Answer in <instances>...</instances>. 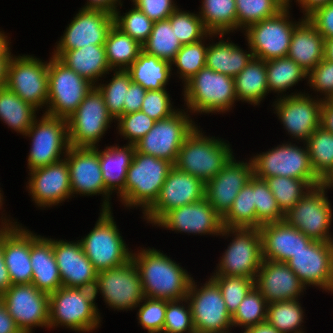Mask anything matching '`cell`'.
<instances>
[{
    "label": "cell",
    "instance_id": "cell-1",
    "mask_svg": "<svg viewBox=\"0 0 333 333\" xmlns=\"http://www.w3.org/2000/svg\"><path fill=\"white\" fill-rule=\"evenodd\" d=\"M140 248L134 253L132 250L131 258L139 271L145 297L168 301L186 298L193 276L160 249Z\"/></svg>",
    "mask_w": 333,
    "mask_h": 333
},
{
    "label": "cell",
    "instance_id": "cell-2",
    "mask_svg": "<svg viewBox=\"0 0 333 333\" xmlns=\"http://www.w3.org/2000/svg\"><path fill=\"white\" fill-rule=\"evenodd\" d=\"M94 289L60 287L49 294V329L65 327L91 333L101 326L102 317Z\"/></svg>",
    "mask_w": 333,
    "mask_h": 333
},
{
    "label": "cell",
    "instance_id": "cell-3",
    "mask_svg": "<svg viewBox=\"0 0 333 333\" xmlns=\"http://www.w3.org/2000/svg\"><path fill=\"white\" fill-rule=\"evenodd\" d=\"M204 133L196 126L186 137L174 167L206 183L223 169L234 153L229 141Z\"/></svg>",
    "mask_w": 333,
    "mask_h": 333
},
{
    "label": "cell",
    "instance_id": "cell-4",
    "mask_svg": "<svg viewBox=\"0 0 333 333\" xmlns=\"http://www.w3.org/2000/svg\"><path fill=\"white\" fill-rule=\"evenodd\" d=\"M182 90L185 109L194 116L210 113L227 114L238 102L234 78L215 72L206 66L188 80Z\"/></svg>",
    "mask_w": 333,
    "mask_h": 333
},
{
    "label": "cell",
    "instance_id": "cell-5",
    "mask_svg": "<svg viewBox=\"0 0 333 333\" xmlns=\"http://www.w3.org/2000/svg\"><path fill=\"white\" fill-rule=\"evenodd\" d=\"M174 165L164 159L146 155L137 150L127 171L123 189V205L138 207L144 214L158 199L160 190Z\"/></svg>",
    "mask_w": 333,
    "mask_h": 333
},
{
    "label": "cell",
    "instance_id": "cell-6",
    "mask_svg": "<svg viewBox=\"0 0 333 333\" xmlns=\"http://www.w3.org/2000/svg\"><path fill=\"white\" fill-rule=\"evenodd\" d=\"M287 141L266 152L257 153L250 159L253 175L260 179L268 177H291L305 180L312 188L321 185L322 180L315 174L305 142L298 146Z\"/></svg>",
    "mask_w": 333,
    "mask_h": 333
},
{
    "label": "cell",
    "instance_id": "cell-7",
    "mask_svg": "<svg viewBox=\"0 0 333 333\" xmlns=\"http://www.w3.org/2000/svg\"><path fill=\"white\" fill-rule=\"evenodd\" d=\"M79 241L98 272L118 267L131 259L132 249L124 241L112 210H100L93 229Z\"/></svg>",
    "mask_w": 333,
    "mask_h": 333
},
{
    "label": "cell",
    "instance_id": "cell-8",
    "mask_svg": "<svg viewBox=\"0 0 333 333\" xmlns=\"http://www.w3.org/2000/svg\"><path fill=\"white\" fill-rule=\"evenodd\" d=\"M220 236L232 239L211 275L242 276L255 281L263 261L259 229L223 227Z\"/></svg>",
    "mask_w": 333,
    "mask_h": 333
},
{
    "label": "cell",
    "instance_id": "cell-9",
    "mask_svg": "<svg viewBox=\"0 0 333 333\" xmlns=\"http://www.w3.org/2000/svg\"><path fill=\"white\" fill-rule=\"evenodd\" d=\"M291 7L285 6L275 16L249 25L243 30L253 56L264 61L287 57L293 30L305 18L293 21Z\"/></svg>",
    "mask_w": 333,
    "mask_h": 333
},
{
    "label": "cell",
    "instance_id": "cell-10",
    "mask_svg": "<svg viewBox=\"0 0 333 333\" xmlns=\"http://www.w3.org/2000/svg\"><path fill=\"white\" fill-rule=\"evenodd\" d=\"M48 87V103L43 113L67 120L94 85L51 55Z\"/></svg>",
    "mask_w": 333,
    "mask_h": 333
},
{
    "label": "cell",
    "instance_id": "cell-11",
    "mask_svg": "<svg viewBox=\"0 0 333 333\" xmlns=\"http://www.w3.org/2000/svg\"><path fill=\"white\" fill-rule=\"evenodd\" d=\"M40 117L24 135L31 139L27 157L29 171L63 160L70 147L67 120L46 113Z\"/></svg>",
    "mask_w": 333,
    "mask_h": 333
},
{
    "label": "cell",
    "instance_id": "cell-12",
    "mask_svg": "<svg viewBox=\"0 0 333 333\" xmlns=\"http://www.w3.org/2000/svg\"><path fill=\"white\" fill-rule=\"evenodd\" d=\"M327 192L322 184L313 187L284 214V220L313 241L333 242V209Z\"/></svg>",
    "mask_w": 333,
    "mask_h": 333
},
{
    "label": "cell",
    "instance_id": "cell-13",
    "mask_svg": "<svg viewBox=\"0 0 333 333\" xmlns=\"http://www.w3.org/2000/svg\"><path fill=\"white\" fill-rule=\"evenodd\" d=\"M113 121L115 122L108 112L102 93L94 86L67 119L70 146H100L99 142Z\"/></svg>",
    "mask_w": 333,
    "mask_h": 333
},
{
    "label": "cell",
    "instance_id": "cell-14",
    "mask_svg": "<svg viewBox=\"0 0 333 333\" xmlns=\"http://www.w3.org/2000/svg\"><path fill=\"white\" fill-rule=\"evenodd\" d=\"M101 294L114 311H132L145 298L139 271L132 258L125 264L98 272L95 298Z\"/></svg>",
    "mask_w": 333,
    "mask_h": 333
},
{
    "label": "cell",
    "instance_id": "cell-15",
    "mask_svg": "<svg viewBox=\"0 0 333 333\" xmlns=\"http://www.w3.org/2000/svg\"><path fill=\"white\" fill-rule=\"evenodd\" d=\"M185 110L178 108L170 117L156 121L152 129L135 144L136 150L174 165L184 140L198 125Z\"/></svg>",
    "mask_w": 333,
    "mask_h": 333
},
{
    "label": "cell",
    "instance_id": "cell-16",
    "mask_svg": "<svg viewBox=\"0 0 333 333\" xmlns=\"http://www.w3.org/2000/svg\"><path fill=\"white\" fill-rule=\"evenodd\" d=\"M48 65V60L42 61L34 55H13L5 87L38 110L46 108L49 88Z\"/></svg>",
    "mask_w": 333,
    "mask_h": 333
},
{
    "label": "cell",
    "instance_id": "cell-17",
    "mask_svg": "<svg viewBox=\"0 0 333 333\" xmlns=\"http://www.w3.org/2000/svg\"><path fill=\"white\" fill-rule=\"evenodd\" d=\"M191 307L196 333L231 330L232 315L228 312L218 285L209 278L201 286L192 279L186 296ZM232 327V328H231Z\"/></svg>",
    "mask_w": 333,
    "mask_h": 333
},
{
    "label": "cell",
    "instance_id": "cell-18",
    "mask_svg": "<svg viewBox=\"0 0 333 333\" xmlns=\"http://www.w3.org/2000/svg\"><path fill=\"white\" fill-rule=\"evenodd\" d=\"M0 299L22 333H33L34 327L49 329V294L32 283L12 284Z\"/></svg>",
    "mask_w": 333,
    "mask_h": 333
},
{
    "label": "cell",
    "instance_id": "cell-19",
    "mask_svg": "<svg viewBox=\"0 0 333 333\" xmlns=\"http://www.w3.org/2000/svg\"><path fill=\"white\" fill-rule=\"evenodd\" d=\"M69 167L72 197L75 195L103 197L101 210H112L111 196L106 192L100 168L99 153L93 147L70 146L64 158Z\"/></svg>",
    "mask_w": 333,
    "mask_h": 333
},
{
    "label": "cell",
    "instance_id": "cell-20",
    "mask_svg": "<svg viewBox=\"0 0 333 333\" xmlns=\"http://www.w3.org/2000/svg\"><path fill=\"white\" fill-rule=\"evenodd\" d=\"M275 101V102H274ZM272 107L284 130L294 142H305L320 126L322 99L300 93L274 99Z\"/></svg>",
    "mask_w": 333,
    "mask_h": 333
},
{
    "label": "cell",
    "instance_id": "cell-21",
    "mask_svg": "<svg viewBox=\"0 0 333 333\" xmlns=\"http://www.w3.org/2000/svg\"><path fill=\"white\" fill-rule=\"evenodd\" d=\"M205 197V183L193 175L172 167L155 203L143 214V219L155 225L167 212Z\"/></svg>",
    "mask_w": 333,
    "mask_h": 333
},
{
    "label": "cell",
    "instance_id": "cell-22",
    "mask_svg": "<svg viewBox=\"0 0 333 333\" xmlns=\"http://www.w3.org/2000/svg\"><path fill=\"white\" fill-rule=\"evenodd\" d=\"M286 263L306 287L333 294V242L312 241Z\"/></svg>",
    "mask_w": 333,
    "mask_h": 333
},
{
    "label": "cell",
    "instance_id": "cell-23",
    "mask_svg": "<svg viewBox=\"0 0 333 333\" xmlns=\"http://www.w3.org/2000/svg\"><path fill=\"white\" fill-rule=\"evenodd\" d=\"M76 13L57 41L54 51L80 49L84 46L105 45L114 25L113 14L99 9H83Z\"/></svg>",
    "mask_w": 333,
    "mask_h": 333
},
{
    "label": "cell",
    "instance_id": "cell-24",
    "mask_svg": "<svg viewBox=\"0 0 333 333\" xmlns=\"http://www.w3.org/2000/svg\"><path fill=\"white\" fill-rule=\"evenodd\" d=\"M154 226L174 233L220 236L223 230L222 217L203 199L174 208L167 212Z\"/></svg>",
    "mask_w": 333,
    "mask_h": 333
},
{
    "label": "cell",
    "instance_id": "cell-25",
    "mask_svg": "<svg viewBox=\"0 0 333 333\" xmlns=\"http://www.w3.org/2000/svg\"><path fill=\"white\" fill-rule=\"evenodd\" d=\"M28 173L26 187L36 207L43 210L72 198L69 167L65 159Z\"/></svg>",
    "mask_w": 333,
    "mask_h": 333
},
{
    "label": "cell",
    "instance_id": "cell-26",
    "mask_svg": "<svg viewBox=\"0 0 333 333\" xmlns=\"http://www.w3.org/2000/svg\"><path fill=\"white\" fill-rule=\"evenodd\" d=\"M248 160H236L233 155L223 169L205 183V198L222 218L253 176L252 161L250 158Z\"/></svg>",
    "mask_w": 333,
    "mask_h": 333
},
{
    "label": "cell",
    "instance_id": "cell-27",
    "mask_svg": "<svg viewBox=\"0 0 333 333\" xmlns=\"http://www.w3.org/2000/svg\"><path fill=\"white\" fill-rule=\"evenodd\" d=\"M4 215L0 217V222H3V256L11 283H31L30 230Z\"/></svg>",
    "mask_w": 333,
    "mask_h": 333
},
{
    "label": "cell",
    "instance_id": "cell-28",
    "mask_svg": "<svg viewBox=\"0 0 333 333\" xmlns=\"http://www.w3.org/2000/svg\"><path fill=\"white\" fill-rule=\"evenodd\" d=\"M52 245L62 286L94 289L98 271L85 255L80 241L52 238Z\"/></svg>",
    "mask_w": 333,
    "mask_h": 333
},
{
    "label": "cell",
    "instance_id": "cell-29",
    "mask_svg": "<svg viewBox=\"0 0 333 333\" xmlns=\"http://www.w3.org/2000/svg\"><path fill=\"white\" fill-rule=\"evenodd\" d=\"M255 287L267 303L300 299L307 290L287 263L265 259L256 275Z\"/></svg>",
    "mask_w": 333,
    "mask_h": 333
},
{
    "label": "cell",
    "instance_id": "cell-30",
    "mask_svg": "<svg viewBox=\"0 0 333 333\" xmlns=\"http://www.w3.org/2000/svg\"><path fill=\"white\" fill-rule=\"evenodd\" d=\"M259 231L265 260L286 263L313 241L285 220L262 225Z\"/></svg>",
    "mask_w": 333,
    "mask_h": 333
},
{
    "label": "cell",
    "instance_id": "cell-31",
    "mask_svg": "<svg viewBox=\"0 0 333 333\" xmlns=\"http://www.w3.org/2000/svg\"><path fill=\"white\" fill-rule=\"evenodd\" d=\"M30 262L33 271L31 283L38 290L50 294L62 287L52 238L37 235L30 230Z\"/></svg>",
    "mask_w": 333,
    "mask_h": 333
},
{
    "label": "cell",
    "instance_id": "cell-32",
    "mask_svg": "<svg viewBox=\"0 0 333 333\" xmlns=\"http://www.w3.org/2000/svg\"><path fill=\"white\" fill-rule=\"evenodd\" d=\"M52 56L61 63L87 79L94 86L102 77L112 72L106 58L104 45H89L68 51H53ZM100 77V78H99Z\"/></svg>",
    "mask_w": 333,
    "mask_h": 333
},
{
    "label": "cell",
    "instance_id": "cell-33",
    "mask_svg": "<svg viewBox=\"0 0 333 333\" xmlns=\"http://www.w3.org/2000/svg\"><path fill=\"white\" fill-rule=\"evenodd\" d=\"M94 148L99 153L100 168L106 192L110 196L116 192L117 198L122 204L127 171L136 151L135 145L126 143L122 147L119 144H115L107 145L100 150L98 146Z\"/></svg>",
    "mask_w": 333,
    "mask_h": 333
},
{
    "label": "cell",
    "instance_id": "cell-34",
    "mask_svg": "<svg viewBox=\"0 0 333 333\" xmlns=\"http://www.w3.org/2000/svg\"><path fill=\"white\" fill-rule=\"evenodd\" d=\"M325 39L305 17L293 30L287 57L307 73L324 59Z\"/></svg>",
    "mask_w": 333,
    "mask_h": 333
},
{
    "label": "cell",
    "instance_id": "cell-35",
    "mask_svg": "<svg viewBox=\"0 0 333 333\" xmlns=\"http://www.w3.org/2000/svg\"><path fill=\"white\" fill-rule=\"evenodd\" d=\"M226 34L211 33L212 44H208L205 65L213 71L231 77H236L253 59V52L248 46V51L243 50L237 43H233L230 38L226 40ZM220 37L218 42H213L212 38ZM222 38V39H221Z\"/></svg>",
    "mask_w": 333,
    "mask_h": 333
},
{
    "label": "cell",
    "instance_id": "cell-36",
    "mask_svg": "<svg viewBox=\"0 0 333 333\" xmlns=\"http://www.w3.org/2000/svg\"><path fill=\"white\" fill-rule=\"evenodd\" d=\"M127 71L132 82L140 84L146 91L166 89L173 75L169 61L157 58L143 50Z\"/></svg>",
    "mask_w": 333,
    "mask_h": 333
},
{
    "label": "cell",
    "instance_id": "cell-37",
    "mask_svg": "<svg viewBox=\"0 0 333 333\" xmlns=\"http://www.w3.org/2000/svg\"><path fill=\"white\" fill-rule=\"evenodd\" d=\"M234 84L238 101L259 106L268 94L266 61L253 57L234 77Z\"/></svg>",
    "mask_w": 333,
    "mask_h": 333
},
{
    "label": "cell",
    "instance_id": "cell-38",
    "mask_svg": "<svg viewBox=\"0 0 333 333\" xmlns=\"http://www.w3.org/2000/svg\"><path fill=\"white\" fill-rule=\"evenodd\" d=\"M266 74L268 93H277V98H282L289 95H296L304 92H293L287 94L293 86L298 82L306 79L308 73L301 68L293 59L289 57H281L266 61ZM285 93V94H284Z\"/></svg>",
    "mask_w": 333,
    "mask_h": 333
},
{
    "label": "cell",
    "instance_id": "cell-39",
    "mask_svg": "<svg viewBox=\"0 0 333 333\" xmlns=\"http://www.w3.org/2000/svg\"><path fill=\"white\" fill-rule=\"evenodd\" d=\"M39 110L9 89H0V120L8 128L25 135L38 117Z\"/></svg>",
    "mask_w": 333,
    "mask_h": 333
},
{
    "label": "cell",
    "instance_id": "cell-40",
    "mask_svg": "<svg viewBox=\"0 0 333 333\" xmlns=\"http://www.w3.org/2000/svg\"><path fill=\"white\" fill-rule=\"evenodd\" d=\"M197 12L205 29L213 34H230L237 31L235 0H202Z\"/></svg>",
    "mask_w": 333,
    "mask_h": 333
},
{
    "label": "cell",
    "instance_id": "cell-41",
    "mask_svg": "<svg viewBox=\"0 0 333 333\" xmlns=\"http://www.w3.org/2000/svg\"><path fill=\"white\" fill-rule=\"evenodd\" d=\"M104 46L111 70H127L143 50L139 42L115 25L110 29Z\"/></svg>",
    "mask_w": 333,
    "mask_h": 333
},
{
    "label": "cell",
    "instance_id": "cell-42",
    "mask_svg": "<svg viewBox=\"0 0 333 333\" xmlns=\"http://www.w3.org/2000/svg\"><path fill=\"white\" fill-rule=\"evenodd\" d=\"M299 301L294 299L268 303L266 322L280 333H304L302 323H305V309Z\"/></svg>",
    "mask_w": 333,
    "mask_h": 333
},
{
    "label": "cell",
    "instance_id": "cell-43",
    "mask_svg": "<svg viewBox=\"0 0 333 333\" xmlns=\"http://www.w3.org/2000/svg\"><path fill=\"white\" fill-rule=\"evenodd\" d=\"M182 44L178 40L169 19L153 23L151 34L142 45L143 51L170 63L175 59Z\"/></svg>",
    "mask_w": 333,
    "mask_h": 333
},
{
    "label": "cell",
    "instance_id": "cell-44",
    "mask_svg": "<svg viewBox=\"0 0 333 333\" xmlns=\"http://www.w3.org/2000/svg\"><path fill=\"white\" fill-rule=\"evenodd\" d=\"M223 227L256 228L254 204V175L240 190L228 213L222 218Z\"/></svg>",
    "mask_w": 333,
    "mask_h": 333
},
{
    "label": "cell",
    "instance_id": "cell-45",
    "mask_svg": "<svg viewBox=\"0 0 333 333\" xmlns=\"http://www.w3.org/2000/svg\"><path fill=\"white\" fill-rule=\"evenodd\" d=\"M305 144L314 172L323 181L333 170V133L319 126Z\"/></svg>",
    "mask_w": 333,
    "mask_h": 333
},
{
    "label": "cell",
    "instance_id": "cell-46",
    "mask_svg": "<svg viewBox=\"0 0 333 333\" xmlns=\"http://www.w3.org/2000/svg\"><path fill=\"white\" fill-rule=\"evenodd\" d=\"M211 39V33H208L202 40L182 45L181 49L176 54L175 59L171 62L172 71L177 67L176 75L181 79L184 85L203 67H205L207 47L206 40ZM206 45V46H205Z\"/></svg>",
    "mask_w": 333,
    "mask_h": 333
},
{
    "label": "cell",
    "instance_id": "cell-47",
    "mask_svg": "<svg viewBox=\"0 0 333 333\" xmlns=\"http://www.w3.org/2000/svg\"><path fill=\"white\" fill-rule=\"evenodd\" d=\"M112 71L113 76L109 81L103 80V83H97L95 86L102 93L108 112L116 121L120 116L124 115L126 93L132 80L127 70Z\"/></svg>",
    "mask_w": 333,
    "mask_h": 333
},
{
    "label": "cell",
    "instance_id": "cell-48",
    "mask_svg": "<svg viewBox=\"0 0 333 333\" xmlns=\"http://www.w3.org/2000/svg\"><path fill=\"white\" fill-rule=\"evenodd\" d=\"M283 214L287 213L312 187L305 181L291 177L265 179Z\"/></svg>",
    "mask_w": 333,
    "mask_h": 333
},
{
    "label": "cell",
    "instance_id": "cell-49",
    "mask_svg": "<svg viewBox=\"0 0 333 333\" xmlns=\"http://www.w3.org/2000/svg\"><path fill=\"white\" fill-rule=\"evenodd\" d=\"M235 3L238 31L275 16L285 7L280 0H235Z\"/></svg>",
    "mask_w": 333,
    "mask_h": 333
},
{
    "label": "cell",
    "instance_id": "cell-50",
    "mask_svg": "<svg viewBox=\"0 0 333 333\" xmlns=\"http://www.w3.org/2000/svg\"><path fill=\"white\" fill-rule=\"evenodd\" d=\"M267 302L254 286L232 315V326L246 328L266 322Z\"/></svg>",
    "mask_w": 333,
    "mask_h": 333
},
{
    "label": "cell",
    "instance_id": "cell-51",
    "mask_svg": "<svg viewBox=\"0 0 333 333\" xmlns=\"http://www.w3.org/2000/svg\"><path fill=\"white\" fill-rule=\"evenodd\" d=\"M254 204L256 208V228L284 220L273 193L264 179L254 176Z\"/></svg>",
    "mask_w": 333,
    "mask_h": 333
},
{
    "label": "cell",
    "instance_id": "cell-52",
    "mask_svg": "<svg viewBox=\"0 0 333 333\" xmlns=\"http://www.w3.org/2000/svg\"><path fill=\"white\" fill-rule=\"evenodd\" d=\"M168 19L182 45L200 41L209 33L197 12L195 14L178 7Z\"/></svg>",
    "mask_w": 333,
    "mask_h": 333
},
{
    "label": "cell",
    "instance_id": "cell-53",
    "mask_svg": "<svg viewBox=\"0 0 333 333\" xmlns=\"http://www.w3.org/2000/svg\"><path fill=\"white\" fill-rule=\"evenodd\" d=\"M118 9L114 12V25L123 33L143 45L151 34L153 21L150 20L140 9L135 5L126 13L121 15Z\"/></svg>",
    "mask_w": 333,
    "mask_h": 333
},
{
    "label": "cell",
    "instance_id": "cell-54",
    "mask_svg": "<svg viewBox=\"0 0 333 333\" xmlns=\"http://www.w3.org/2000/svg\"><path fill=\"white\" fill-rule=\"evenodd\" d=\"M210 278L218 285L228 312L233 315L241 301L255 286V281L242 276L211 275Z\"/></svg>",
    "mask_w": 333,
    "mask_h": 333
},
{
    "label": "cell",
    "instance_id": "cell-55",
    "mask_svg": "<svg viewBox=\"0 0 333 333\" xmlns=\"http://www.w3.org/2000/svg\"><path fill=\"white\" fill-rule=\"evenodd\" d=\"M162 333H196L191 307L187 298L167 300Z\"/></svg>",
    "mask_w": 333,
    "mask_h": 333
},
{
    "label": "cell",
    "instance_id": "cell-56",
    "mask_svg": "<svg viewBox=\"0 0 333 333\" xmlns=\"http://www.w3.org/2000/svg\"><path fill=\"white\" fill-rule=\"evenodd\" d=\"M137 309V320L148 333H162L167 300L145 297Z\"/></svg>",
    "mask_w": 333,
    "mask_h": 333
},
{
    "label": "cell",
    "instance_id": "cell-57",
    "mask_svg": "<svg viewBox=\"0 0 333 333\" xmlns=\"http://www.w3.org/2000/svg\"><path fill=\"white\" fill-rule=\"evenodd\" d=\"M118 134L124 140H128V144L135 145L142 137H144L154 126L155 120L147 114L137 111L130 114H124L117 120Z\"/></svg>",
    "mask_w": 333,
    "mask_h": 333
},
{
    "label": "cell",
    "instance_id": "cell-58",
    "mask_svg": "<svg viewBox=\"0 0 333 333\" xmlns=\"http://www.w3.org/2000/svg\"><path fill=\"white\" fill-rule=\"evenodd\" d=\"M170 98L167 89L146 91L140 111L155 121L166 119L178 110Z\"/></svg>",
    "mask_w": 333,
    "mask_h": 333
},
{
    "label": "cell",
    "instance_id": "cell-59",
    "mask_svg": "<svg viewBox=\"0 0 333 333\" xmlns=\"http://www.w3.org/2000/svg\"><path fill=\"white\" fill-rule=\"evenodd\" d=\"M309 87L323 97L322 100H329L333 95V62L325 58L307 75Z\"/></svg>",
    "mask_w": 333,
    "mask_h": 333
},
{
    "label": "cell",
    "instance_id": "cell-60",
    "mask_svg": "<svg viewBox=\"0 0 333 333\" xmlns=\"http://www.w3.org/2000/svg\"><path fill=\"white\" fill-rule=\"evenodd\" d=\"M153 22L168 19L179 7L173 0H130Z\"/></svg>",
    "mask_w": 333,
    "mask_h": 333
},
{
    "label": "cell",
    "instance_id": "cell-61",
    "mask_svg": "<svg viewBox=\"0 0 333 333\" xmlns=\"http://www.w3.org/2000/svg\"><path fill=\"white\" fill-rule=\"evenodd\" d=\"M306 18L325 40L333 37V2L317 7Z\"/></svg>",
    "mask_w": 333,
    "mask_h": 333
},
{
    "label": "cell",
    "instance_id": "cell-62",
    "mask_svg": "<svg viewBox=\"0 0 333 333\" xmlns=\"http://www.w3.org/2000/svg\"><path fill=\"white\" fill-rule=\"evenodd\" d=\"M146 90L140 85L131 82L124 102V114H130L141 110Z\"/></svg>",
    "mask_w": 333,
    "mask_h": 333
},
{
    "label": "cell",
    "instance_id": "cell-63",
    "mask_svg": "<svg viewBox=\"0 0 333 333\" xmlns=\"http://www.w3.org/2000/svg\"><path fill=\"white\" fill-rule=\"evenodd\" d=\"M12 286L3 256V222H0V296Z\"/></svg>",
    "mask_w": 333,
    "mask_h": 333
},
{
    "label": "cell",
    "instance_id": "cell-64",
    "mask_svg": "<svg viewBox=\"0 0 333 333\" xmlns=\"http://www.w3.org/2000/svg\"><path fill=\"white\" fill-rule=\"evenodd\" d=\"M0 333H22L0 299Z\"/></svg>",
    "mask_w": 333,
    "mask_h": 333
},
{
    "label": "cell",
    "instance_id": "cell-65",
    "mask_svg": "<svg viewBox=\"0 0 333 333\" xmlns=\"http://www.w3.org/2000/svg\"><path fill=\"white\" fill-rule=\"evenodd\" d=\"M9 42L0 51V89L5 88L7 82L8 67L14 54H12Z\"/></svg>",
    "mask_w": 333,
    "mask_h": 333
},
{
    "label": "cell",
    "instance_id": "cell-66",
    "mask_svg": "<svg viewBox=\"0 0 333 333\" xmlns=\"http://www.w3.org/2000/svg\"><path fill=\"white\" fill-rule=\"evenodd\" d=\"M121 1L122 0H87V3L83 5L81 8L99 9L114 14L118 6L122 7L123 3Z\"/></svg>",
    "mask_w": 333,
    "mask_h": 333
},
{
    "label": "cell",
    "instance_id": "cell-67",
    "mask_svg": "<svg viewBox=\"0 0 333 333\" xmlns=\"http://www.w3.org/2000/svg\"><path fill=\"white\" fill-rule=\"evenodd\" d=\"M320 126L333 133V104L328 100H322Z\"/></svg>",
    "mask_w": 333,
    "mask_h": 333
},
{
    "label": "cell",
    "instance_id": "cell-68",
    "mask_svg": "<svg viewBox=\"0 0 333 333\" xmlns=\"http://www.w3.org/2000/svg\"><path fill=\"white\" fill-rule=\"evenodd\" d=\"M295 2L299 4L300 9L302 8L301 12L303 16L306 17L317 7L333 2V0H296Z\"/></svg>",
    "mask_w": 333,
    "mask_h": 333
},
{
    "label": "cell",
    "instance_id": "cell-69",
    "mask_svg": "<svg viewBox=\"0 0 333 333\" xmlns=\"http://www.w3.org/2000/svg\"><path fill=\"white\" fill-rule=\"evenodd\" d=\"M245 333H280L275 327L267 322L250 326L244 330Z\"/></svg>",
    "mask_w": 333,
    "mask_h": 333
},
{
    "label": "cell",
    "instance_id": "cell-70",
    "mask_svg": "<svg viewBox=\"0 0 333 333\" xmlns=\"http://www.w3.org/2000/svg\"><path fill=\"white\" fill-rule=\"evenodd\" d=\"M324 58L333 62V37L325 40Z\"/></svg>",
    "mask_w": 333,
    "mask_h": 333
},
{
    "label": "cell",
    "instance_id": "cell-71",
    "mask_svg": "<svg viewBox=\"0 0 333 333\" xmlns=\"http://www.w3.org/2000/svg\"><path fill=\"white\" fill-rule=\"evenodd\" d=\"M326 189H333V170L321 183Z\"/></svg>",
    "mask_w": 333,
    "mask_h": 333
},
{
    "label": "cell",
    "instance_id": "cell-72",
    "mask_svg": "<svg viewBox=\"0 0 333 333\" xmlns=\"http://www.w3.org/2000/svg\"><path fill=\"white\" fill-rule=\"evenodd\" d=\"M8 35L4 31L0 30V51L10 42Z\"/></svg>",
    "mask_w": 333,
    "mask_h": 333
},
{
    "label": "cell",
    "instance_id": "cell-73",
    "mask_svg": "<svg viewBox=\"0 0 333 333\" xmlns=\"http://www.w3.org/2000/svg\"><path fill=\"white\" fill-rule=\"evenodd\" d=\"M1 189V188H0ZM3 191L2 190H0V210H2V207H3V204H5V203H3L4 202V196H3V193H2Z\"/></svg>",
    "mask_w": 333,
    "mask_h": 333
},
{
    "label": "cell",
    "instance_id": "cell-74",
    "mask_svg": "<svg viewBox=\"0 0 333 333\" xmlns=\"http://www.w3.org/2000/svg\"><path fill=\"white\" fill-rule=\"evenodd\" d=\"M285 6L292 7V0H280Z\"/></svg>",
    "mask_w": 333,
    "mask_h": 333
},
{
    "label": "cell",
    "instance_id": "cell-75",
    "mask_svg": "<svg viewBox=\"0 0 333 333\" xmlns=\"http://www.w3.org/2000/svg\"><path fill=\"white\" fill-rule=\"evenodd\" d=\"M331 104H333V95L328 100Z\"/></svg>",
    "mask_w": 333,
    "mask_h": 333
},
{
    "label": "cell",
    "instance_id": "cell-76",
    "mask_svg": "<svg viewBox=\"0 0 333 333\" xmlns=\"http://www.w3.org/2000/svg\"><path fill=\"white\" fill-rule=\"evenodd\" d=\"M231 330H228V331H224V332H216V333H233V332H230Z\"/></svg>",
    "mask_w": 333,
    "mask_h": 333
}]
</instances>
